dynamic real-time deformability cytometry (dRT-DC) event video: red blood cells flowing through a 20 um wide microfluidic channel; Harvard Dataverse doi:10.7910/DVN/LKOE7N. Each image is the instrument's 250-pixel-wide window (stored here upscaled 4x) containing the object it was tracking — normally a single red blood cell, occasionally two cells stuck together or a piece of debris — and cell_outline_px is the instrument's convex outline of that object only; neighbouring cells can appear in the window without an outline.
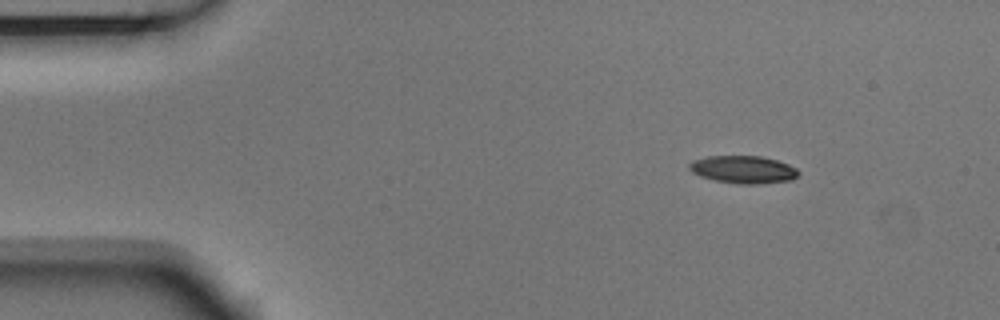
{"species": "Egyptian fruit bat (a non-hibernating species)", "species_latin": "Rousettus aegyptiacus", "temperature_condition": "room temperature", "stored_images_in_passage": 4, "camera_frame_rate_fps": 3000, "um_per_image_px": 0.085, "animal": {"sex": "male"}, "frame": {"image": 1, "passage_image": 2, "time_ms": 0.333, "image_size_px": [1000, 320], "cell_outline_px": [[800, 176], [792, 180], [756, 184], [740, 184], [716, 180], [700, 176], [692, 172], [688, 168], [688, 164], [692, 160], [708, 156], [760, 156], [776, 160], [788, 164], [796, 168], [800, 172]], "centroid_in_image_um": [63.19, 14.41], "position_along_channel_um": 21.8, "area_um2": 17.63}}
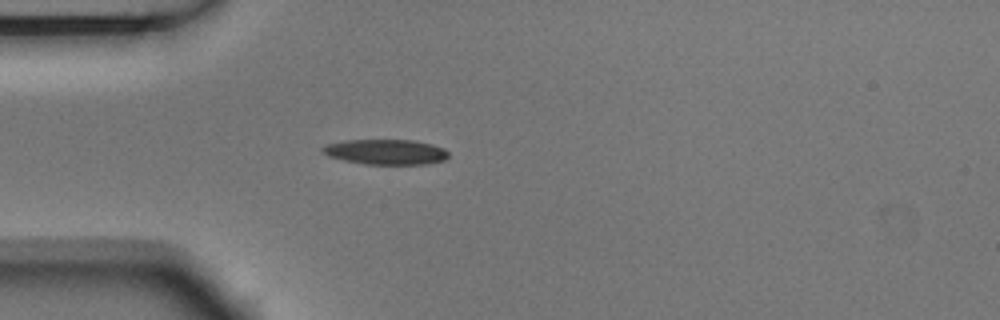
{"frame": {"image": 2, "passage_image": 4, "time_ms": 1.0, "image_size_px": [1000, 320], "cell_outline_px": [[448, 156], [444, 160], [424, 164], [364, 164], [344, 160], [328, 156], [320, 152], [320, 148], [324, 144], [344, 140], [416, 140], [432, 144], [444, 148], [448, 152]], "centroid_in_image_um": [32.74, 12.9], "position_along_channel_um": 52.3, "area_um2": 18.67}}